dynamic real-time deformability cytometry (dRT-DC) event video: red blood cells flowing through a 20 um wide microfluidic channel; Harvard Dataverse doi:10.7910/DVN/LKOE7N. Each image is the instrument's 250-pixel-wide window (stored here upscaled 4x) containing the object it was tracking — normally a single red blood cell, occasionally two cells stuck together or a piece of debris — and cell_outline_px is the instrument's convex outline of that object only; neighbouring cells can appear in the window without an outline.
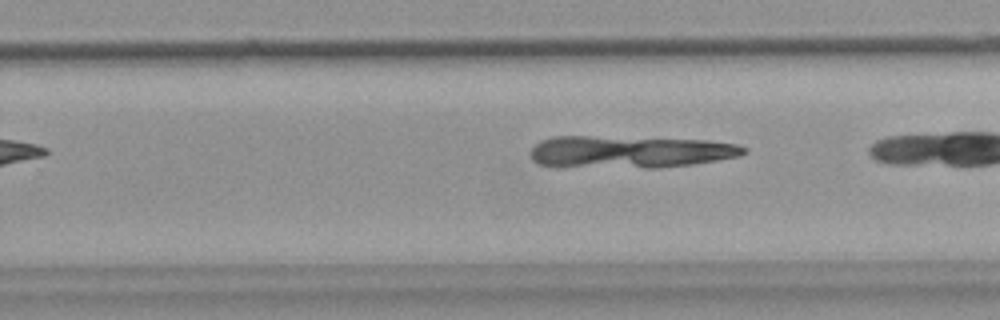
{"species": "common noctule bat (a hibernating species)", "species_latin": "Nyctalus noctula", "temperature_condition": "warm", "stored_images_in_passage": 19, "camera_frame_rate_fps": 3000, "um_per_image_px": 0.085, "animal": {"sex": "female", "body_mass_g": 18.4}, "frame": {"image": 1, "passage_image": 11, "time_ms": 3.333, "image_size_px": [1000, 320], "cell_outline_px": [[748, 152], [740, 156], [692, 164], [656, 168], [560, 168], [540, 164], [532, 160], [528, 152], [540, 140], [552, 136], [588, 136], [708, 140], [736, 144], [748, 148]], "centroid_in_image_um": [53.45, 12.93], "position_along_channel_um": 276.3, "area_um2": 40.92}}